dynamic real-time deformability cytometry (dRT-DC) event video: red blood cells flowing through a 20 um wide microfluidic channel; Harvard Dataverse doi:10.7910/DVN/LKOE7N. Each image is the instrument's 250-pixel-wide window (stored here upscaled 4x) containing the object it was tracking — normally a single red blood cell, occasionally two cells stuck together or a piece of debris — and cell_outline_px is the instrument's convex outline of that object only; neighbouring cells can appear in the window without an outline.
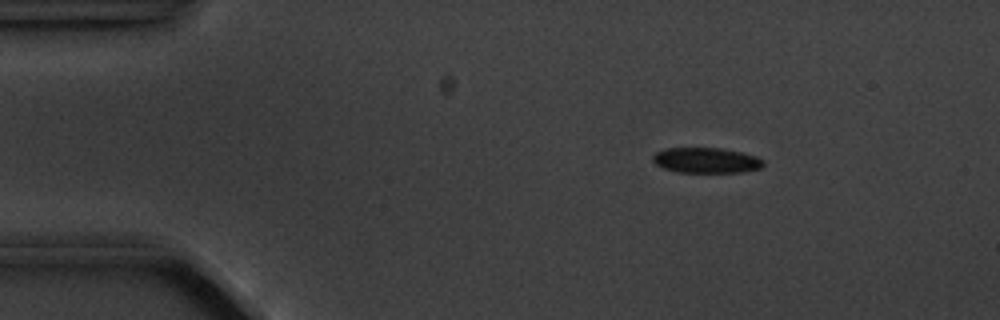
{"species": "common noctule bat (a hibernating species)", "species_latin": "Nyctalus noctula", "temperature_condition": "cold", "stored_images_in_passage": 5, "camera_frame_rate_fps": 3000, "um_per_image_px": 0.085, "animal": {"sex": "male", "body_mass_g": 20.1, "forearm_length_mm": 53.5}, "frame": {"image": 1, "passage_image": 3, "time_ms": 2.333, "image_size_px": [1000, 320], "cell_outline_px": [[764, 164], [760, 168], [740, 172], [676, 172], [664, 168], [656, 164], [652, 160], [652, 156], [656, 152], [668, 148], [720, 148], [740, 152], [756, 156], [764, 160]], "centroid_in_image_um": [60.02, 13.63], "position_along_channel_um": 25.0, "area_um2": 16.24}}